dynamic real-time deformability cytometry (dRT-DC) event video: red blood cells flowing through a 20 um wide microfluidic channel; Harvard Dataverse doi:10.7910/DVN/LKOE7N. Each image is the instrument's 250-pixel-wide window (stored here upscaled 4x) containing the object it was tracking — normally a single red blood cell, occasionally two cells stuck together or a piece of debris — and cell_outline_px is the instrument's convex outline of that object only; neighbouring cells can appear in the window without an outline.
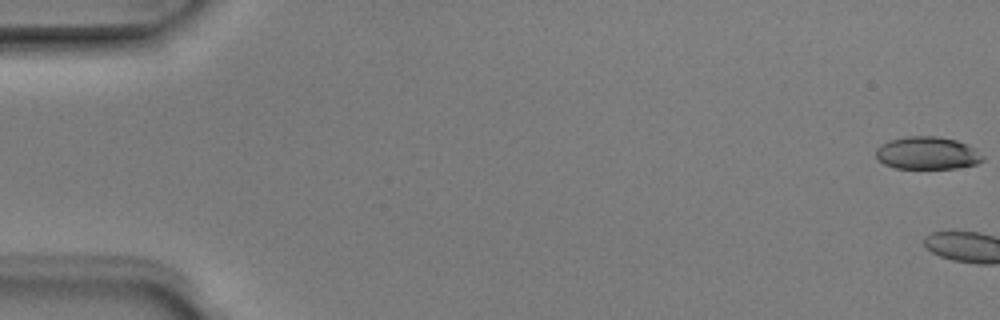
{"species": "Egyptian fruit bat (a non-hibernating species)", "species_latin": "Rousettus aegyptiacus", "temperature_condition": "room temperature", "stored_images_in_passage": 5, "camera_frame_rate_fps": 3000, "um_per_image_px": 0.085, "animal": {"sex": "male"}, "frame": {"image": 1, "passage_image": 1, "time_ms": 0.0, "image_size_px": [1000, 320], "cell_outline_px": [[984, 160], [976, 164], [956, 168], [896, 168], [884, 164], [876, 156], [876, 148], [880, 144], [888, 140], [908, 136], [940, 136], [956, 140], [968, 144], [976, 148], [984, 156]], "centroid_in_image_um": [78.84, 13.0], "position_along_channel_um": 6.2, "area_um2": 20.52}}